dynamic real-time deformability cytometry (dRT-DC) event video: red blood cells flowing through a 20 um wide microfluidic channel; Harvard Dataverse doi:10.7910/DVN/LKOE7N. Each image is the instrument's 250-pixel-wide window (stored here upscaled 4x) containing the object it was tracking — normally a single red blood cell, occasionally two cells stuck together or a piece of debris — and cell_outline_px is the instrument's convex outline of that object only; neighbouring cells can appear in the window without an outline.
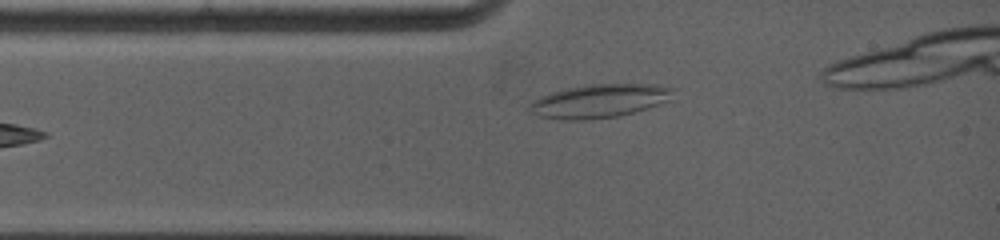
{"species": "common noctule bat (a hibernating species)", "species_latin": "Nyctalus noctula", "temperature_condition": "warm", "stored_images_in_passage": 4, "camera_frame_rate_fps": 5000, "um_per_image_px": 0.085, "animal": {"sex": "female", "body_mass_g": 19.0, "forearm_length_mm": 53.3}, "frame": {"image": 1, "passage_image": 4, "time_ms": 2.8, "image_size_px": [1000, 240], "cell_outline_px": [[676, 88], [668, 100], [660, 104], [648, 108], [616, 116], [588, 120], [564, 120], [540, 116], [528, 112], [528, 104], [532, 100], [540, 96], [552, 92], [584, 84], [656, 84]], "centroid_in_image_um": [50.91, 8.57], "position_along_channel_um": 34.1, "area_um2": 28.21}}